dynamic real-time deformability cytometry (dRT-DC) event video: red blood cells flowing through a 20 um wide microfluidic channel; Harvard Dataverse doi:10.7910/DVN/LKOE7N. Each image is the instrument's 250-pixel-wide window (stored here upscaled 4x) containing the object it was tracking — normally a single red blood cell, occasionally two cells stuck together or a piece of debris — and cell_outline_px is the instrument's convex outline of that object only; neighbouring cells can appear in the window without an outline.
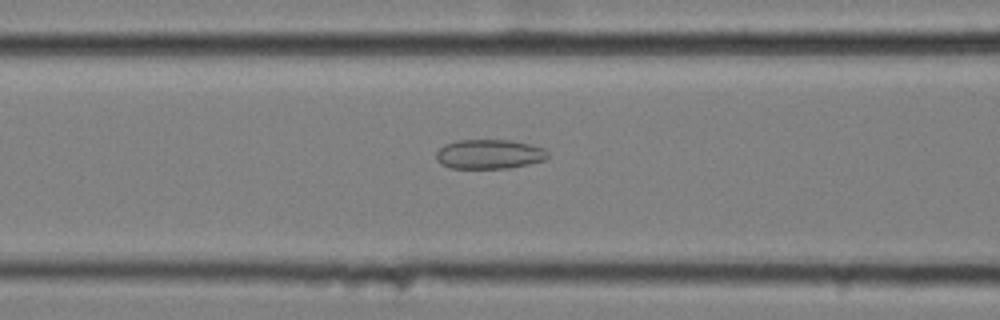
{"species": "common noctule bat (a hibernating species)", "species_latin": "Nyctalus noctula", "temperature_condition": "cold", "stored_images_in_passage": 39, "camera_frame_rate_fps": 3000, "um_per_image_px": 0.085, "animal": {"sex": "female", "body_mass_g": 25.1}, "frame": {"image": 1, "passage_image": 5, "time_ms": 1.333, "image_size_px": [1000, 320], "cell_outline_px": [[548, 156], [544, 160], [528, 164], [508, 168], [452, 168], [440, 164], [436, 160], [436, 152], [444, 144], [456, 140], [512, 140], [544, 148], [548, 152]], "centroid_in_image_um": [41.56, 13.1], "position_along_channel_um": 125.0, "area_um2": 19.19}}
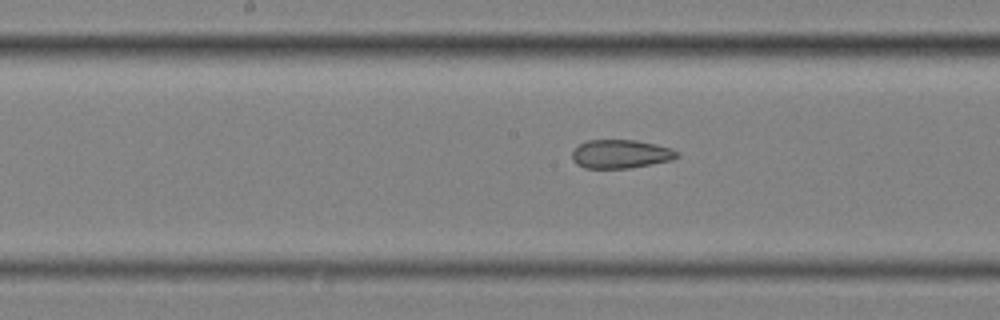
{"frame": {"image": 2, "passage_image": 11, "time_ms": 3.333, "image_size_px": [1000, 320], "cell_outline_px": [[680, 156], [672, 160], [628, 168], [584, 168], [576, 164], [572, 160], [572, 152], [580, 144], [588, 140], [636, 140], [656, 144], [672, 148], [680, 152]], "centroid_in_image_um": [52.78, 13.09], "position_along_channel_um": 195.4, "area_um2": 17.57}}
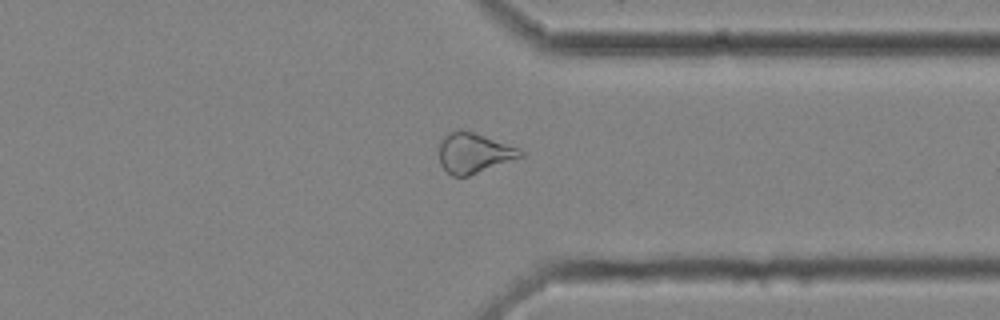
{"frame": {"image": 3, "passage_image": 26, "time_ms": 8.333, "image_size_px": [1000, 320], "cell_outline_px": [[524, 156], [468, 176], [452, 176], [440, 164], [440, 140], [448, 132], [460, 128], [520, 148], [524, 152]], "centroid_in_image_um": [40.27, 12.99], "position_along_channel_um": 371.1, "area_um2": 18.96}}